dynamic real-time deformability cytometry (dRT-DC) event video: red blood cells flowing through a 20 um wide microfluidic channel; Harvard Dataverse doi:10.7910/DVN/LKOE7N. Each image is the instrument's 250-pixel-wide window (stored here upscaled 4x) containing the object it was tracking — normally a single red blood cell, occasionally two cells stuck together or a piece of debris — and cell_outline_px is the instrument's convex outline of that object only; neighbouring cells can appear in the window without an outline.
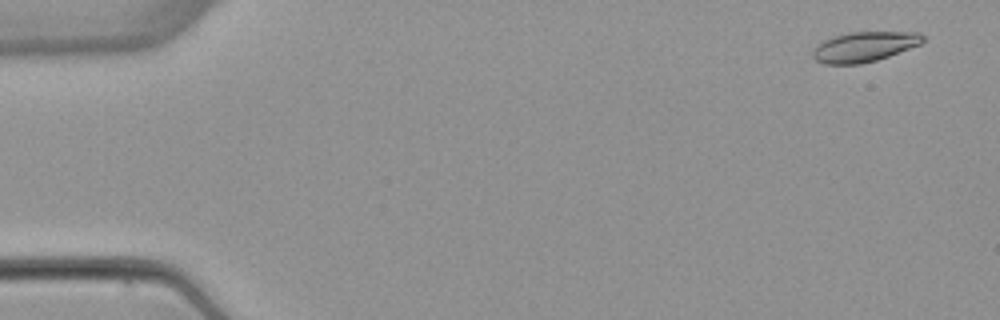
{"species": "common noctule bat (a hibernating species)", "species_latin": "Nyctalus noctula", "temperature_condition": "warm", "stored_images_in_passage": 4, "camera_frame_rate_fps": 3000, "um_per_image_px": 0.085, "animal": {"sex": "female", "body_mass_g": 22.7, "forearm_length_mm": 54.2}, "frame": {"image": 1, "passage_image": 1, "time_ms": 0.0, "image_size_px": [1000, 320], "cell_outline_px": [[924, 40], [920, 44], [888, 56], [876, 60], [860, 64], [824, 64], [816, 60], [812, 56], [812, 52], [816, 44], [832, 36], [848, 32], [920, 32], [924, 36]], "centroid_in_image_um": [73.43, 3.96], "position_along_channel_um": 11.6, "area_um2": 19.31}}
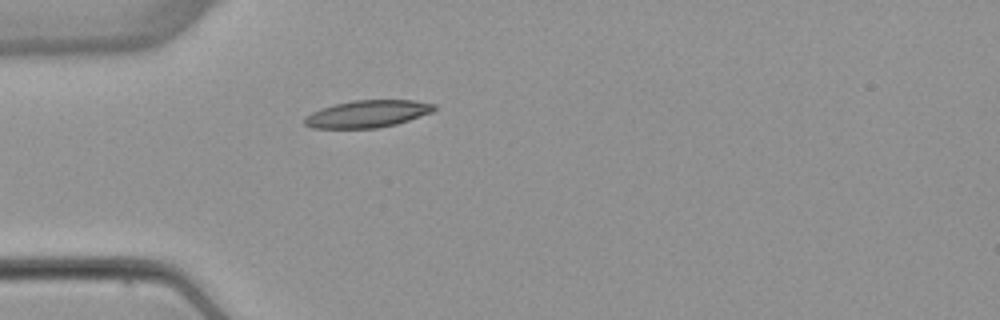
{"frame": {"image": 2, "passage_image": 4, "time_ms": 4.333, "image_size_px": [1000, 320], "cell_outline_px": [[436, 108], [432, 112], [396, 124], [376, 128], [312, 128], [304, 124], [304, 116], [320, 108], [352, 100], [412, 100], [436, 104]], "centroid_in_image_um": [31.21, 9.67], "position_along_channel_um": 53.8, "area_um2": 20.52}}